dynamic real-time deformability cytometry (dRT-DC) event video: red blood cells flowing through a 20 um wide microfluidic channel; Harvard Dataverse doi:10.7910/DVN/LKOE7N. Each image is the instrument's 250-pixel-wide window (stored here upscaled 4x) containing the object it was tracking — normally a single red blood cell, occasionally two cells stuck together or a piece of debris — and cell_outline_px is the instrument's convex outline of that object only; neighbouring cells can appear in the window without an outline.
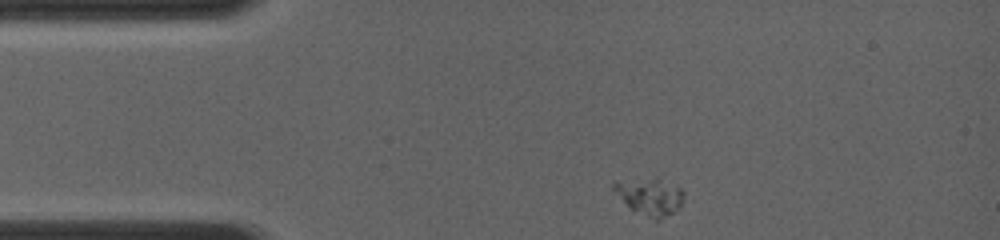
{"species": "common noctule bat (a hibernating species)", "species_latin": "Nyctalus noctula", "temperature_condition": "room temperature", "stored_images_in_passage": 3, "camera_frame_rate_fps": 4000, "um_per_image_px": 0.085, "animal": {"sex": "female", "body_mass_g": 19.0, "forearm_length_mm": 56.7}, "frame": {"image": 1, "passage_image": 1, "time_ms": 0.0, "image_size_px": [1000, 240], "cell_outline_px": [[684, 200], [672, 212], [660, 220], [656, 220], [632, 208], [612, 188], [612, 184], [652, 180], [656, 180], [680, 188], [684, 192]], "centroid_in_image_um": [55.32, 16.77], "position_along_channel_um": 29.7, "area_um2": 13.47}}